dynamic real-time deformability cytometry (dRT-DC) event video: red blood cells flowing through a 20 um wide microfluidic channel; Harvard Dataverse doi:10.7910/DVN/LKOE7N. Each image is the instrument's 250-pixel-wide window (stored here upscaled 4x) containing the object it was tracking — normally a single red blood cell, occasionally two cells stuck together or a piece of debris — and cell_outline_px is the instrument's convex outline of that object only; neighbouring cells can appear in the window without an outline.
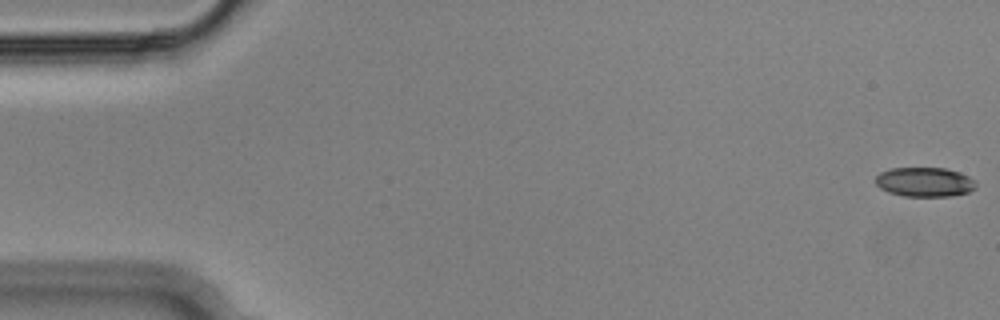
{"species": "Egyptian fruit bat (a non-hibernating species)", "species_latin": "Rousettus aegyptiacus", "temperature_condition": "cold", "stored_images_in_passage": 55, "camera_frame_rate_fps": 3000, "um_per_image_px": 0.085, "animal": {"sex": "male"}, "frame": {"image": 1, "passage_image": 1, "time_ms": 0.0, "image_size_px": [1000, 320], "cell_outline_px": [[976, 188], [968, 192], [948, 196], [904, 196], [888, 192], [880, 188], [876, 184], [876, 176], [880, 172], [892, 168], [944, 168], [960, 172], [968, 176], [976, 184]], "centroid_in_image_um": [78.58, 15.47], "position_along_channel_um": 6.4, "area_um2": 17.11}}
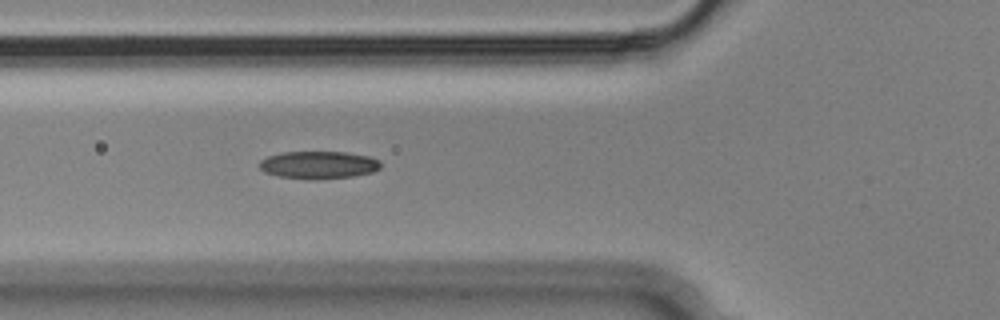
{"frame": {"image": 2, "passage_image": 20, "time_ms": 6.333, "image_size_px": [1000, 320], "cell_outline_px": [[380, 168], [372, 172], [352, 176], [312, 180], [280, 176], [264, 172], [260, 168], [260, 160], [268, 156], [284, 152], [344, 152], [368, 156], [380, 160]], "centroid_in_image_um": [27.08, 14.02], "position_along_channel_um": 98.7, "area_um2": 19.36}}
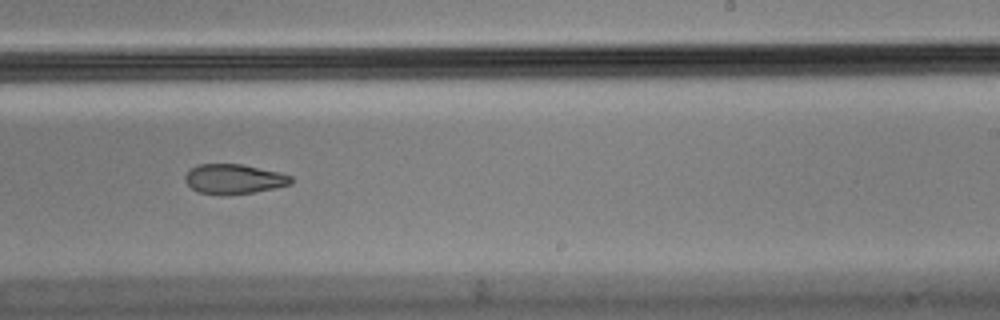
{"frame": {"image": 3, "passage_image": 34, "time_ms": 11.0, "image_size_px": [1000, 320], "cell_outline_px": [[292, 184], [276, 188], [252, 192], [220, 196], [196, 192], [184, 180], [184, 176], [192, 168], [200, 164], [240, 164], [280, 172], [292, 176]], "centroid_in_image_um": [19.88, 15.23], "position_along_channel_um": 269.1, "area_um2": 18.5}, "authors_computed_cell_mechanics": {"area_um2": 19.363, "velocity_mm_per_s": 3.6422, "shape_relaxation_time_tau1_ms": 7.0469, "shape_relaxation_time_tau2_ms": 8.8105, "deformation_change_tau1": 0.19, "deformation_change_tau2": 0.1764}}